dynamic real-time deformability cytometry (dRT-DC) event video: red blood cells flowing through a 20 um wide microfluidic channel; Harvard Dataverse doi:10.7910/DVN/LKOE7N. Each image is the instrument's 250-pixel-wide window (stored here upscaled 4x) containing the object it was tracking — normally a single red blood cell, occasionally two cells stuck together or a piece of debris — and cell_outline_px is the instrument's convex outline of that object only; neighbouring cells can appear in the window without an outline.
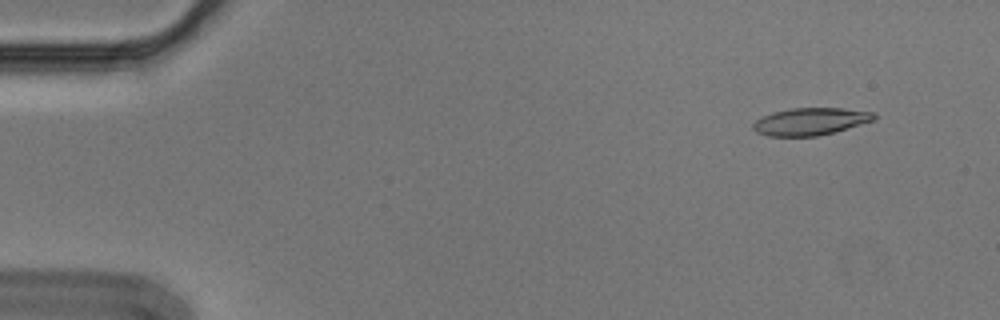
{"species": "Egyptian fruit bat (a non-hibernating species)", "species_latin": "Rousettus aegyptiacus", "temperature_condition": "cold", "stored_images_in_passage": 6, "camera_frame_rate_fps": 3000, "um_per_image_px": 0.085, "animal": {"sex": "male"}, "frame": {"image": 1, "passage_image": 2, "time_ms": 0.333, "image_size_px": [1000, 320], "cell_outline_px": [[876, 120], [832, 132], [816, 136], [768, 136], [756, 132], [752, 128], [752, 124], [756, 120], [772, 112], [792, 108], [844, 108], [876, 112]], "centroid_in_image_um": [68.9, 10.32], "position_along_channel_um": 16.1, "area_um2": 19.25}}